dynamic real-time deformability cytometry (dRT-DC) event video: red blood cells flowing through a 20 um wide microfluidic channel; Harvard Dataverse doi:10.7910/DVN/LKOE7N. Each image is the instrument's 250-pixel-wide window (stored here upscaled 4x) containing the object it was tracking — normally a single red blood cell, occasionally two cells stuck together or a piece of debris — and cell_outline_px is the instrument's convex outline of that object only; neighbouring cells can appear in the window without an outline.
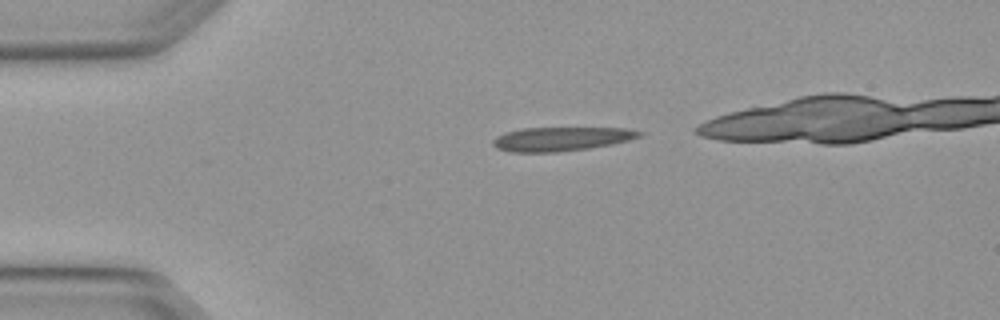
{"species": "Egyptian fruit bat (a non-hibernating species)", "species_latin": "Rousettus aegyptiacus", "temperature_condition": "warm", "stored_images_in_passage": 3, "camera_frame_rate_fps": 3000, "um_per_image_px": 0.085, "animal": {"sex": "female"}, "frame": {"image": 1, "passage_image": 3, "time_ms": 0.667, "image_size_px": [1000, 320], "cell_outline_px": [[644, 132], [640, 136], [628, 140], [588, 148], [556, 152], [508, 152], [496, 148], [492, 144], [492, 140], [496, 136], [508, 132], [524, 128], [628, 128]], "centroid_in_image_um": [47.66, 11.81], "position_along_channel_um": 37.3, "area_um2": 20.23}}